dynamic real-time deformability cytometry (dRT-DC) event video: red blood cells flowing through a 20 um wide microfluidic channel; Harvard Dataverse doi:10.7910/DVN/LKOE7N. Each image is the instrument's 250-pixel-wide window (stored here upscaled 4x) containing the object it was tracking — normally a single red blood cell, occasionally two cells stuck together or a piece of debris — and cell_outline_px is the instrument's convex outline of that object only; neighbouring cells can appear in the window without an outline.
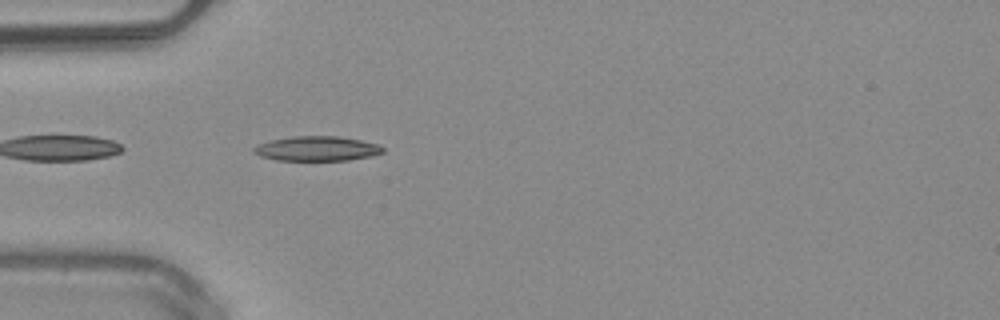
{"species": "common noctule bat (a hibernating species)", "species_latin": "Nyctalus noctula", "temperature_condition": "warm", "stored_images_in_passage": 20, "camera_frame_rate_fps": 3000, "um_per_image_px": 0.085, "animal": {"sex": "male", "body_mass_g": 20.4}, "frame": {"image": 1, "passage_image": 2, "time_ms": 0.333, "image_size_px": [1000, 320], "cell_outline_px": [[384, 152], [372, 156], [348, 160], [276, 160], [260, 156], [252, 152], [252, 148], [260, 144], [272, 140], [292, 136], [340, 136], [360, 140], [376, 144], [384, 148]], "centroid_in_image_um": [26.94, 12.63], "position_along_channel_um": 58.1, "area_um2": 18.5}}
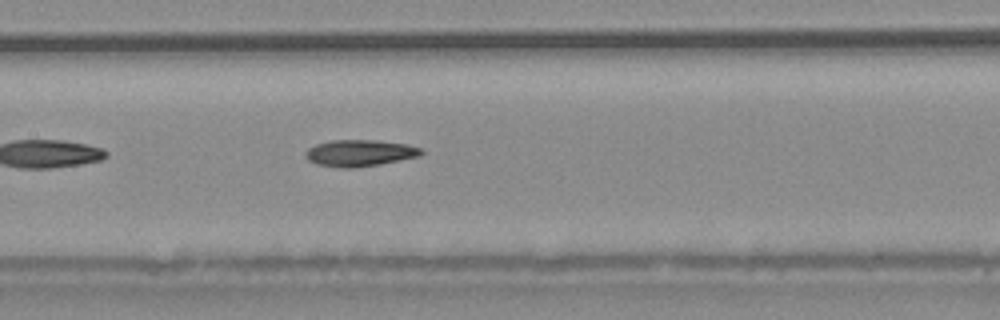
{"frame": {"image": 2, "passage_image": 11, "time_ms": 3.333, "image_size_px": [1000, 320], "cell_outline_px": [[424, 152], [420, 156], [380, 164], [352, 168], [340, 168], [316, 164], [308, 160], [304, 156], [304, 152], [308, 148], [316, 144], [332, 140], [376, 140], [408, 144], [420, 148]], "centroid_in_image_um": [30.55, 13.01], "position_along_channel_um": 176.8, "area_um2": 18.03}}
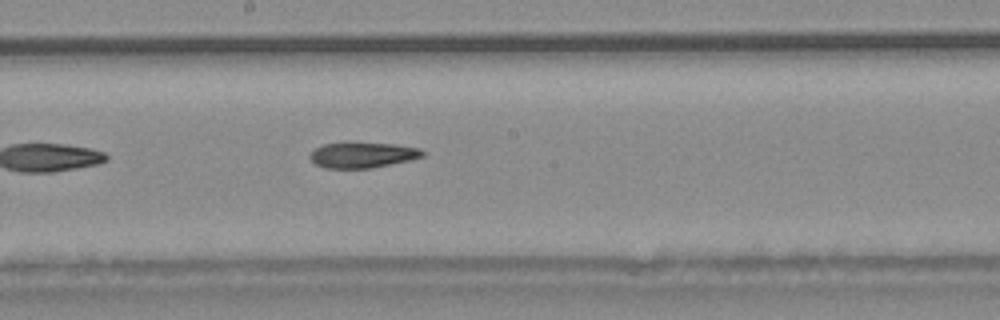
{"frame": {"image": 3, "passage_image": 14, "time_ms": 4.333, "image_size_px": [1000, 320], "cell_outline_px": [[424, 156], [408, 160], [368, 168], [324, 168], [316, 164], [308, 156], [316, 148], [324, 144], [348, 140], [392, 144], [420, 148], [424, 152]], "centroid_in_image_um": [30.77, 13.13], "position_along_channel_um": 217.4, "area_um2": 17.05}}